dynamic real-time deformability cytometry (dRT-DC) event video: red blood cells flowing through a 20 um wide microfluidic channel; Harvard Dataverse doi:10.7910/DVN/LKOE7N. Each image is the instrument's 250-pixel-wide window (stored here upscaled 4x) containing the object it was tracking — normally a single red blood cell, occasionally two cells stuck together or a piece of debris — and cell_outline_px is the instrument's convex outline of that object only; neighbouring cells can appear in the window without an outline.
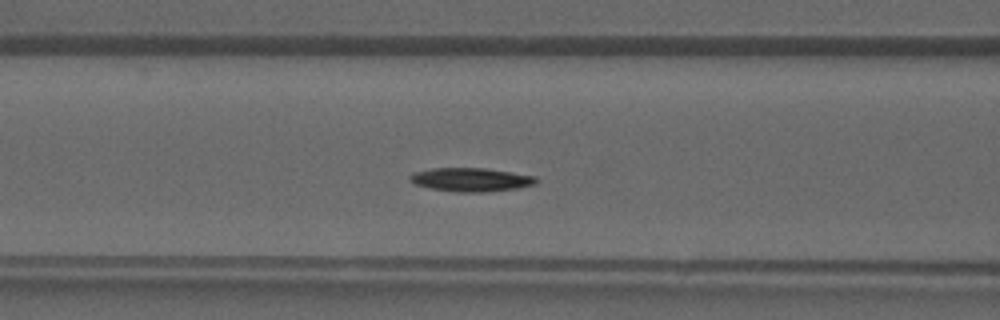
{"species": "common noctule bat (a hibernating species)", "species_latin": "Nyctalus noctula", "temperature_condition": "warm", "stored_images_in_passage": 38, "camera_frame_rate_fps": 3000, "um_per_image_px": 0.085, "animal": {"sex": "male", "forearm_length_mm": 52.5}, "frame": {"image": 1, "passage_image": 13, "time_ms": 4.0, "image_size_px": [1000, 320], "cell_outline_px": [[540, 180], [536, 184], [516, 188], [484, 192], [456, 192], [432, 188], [416, 184], [408, 180], [408, 176], [412, 172], [432, 168], [488, 168], [536, 176]], "centroid_in_image_um": [40.04, 15.26], "position_along_channel_um": 126.6, "area_um2": 17.51}}
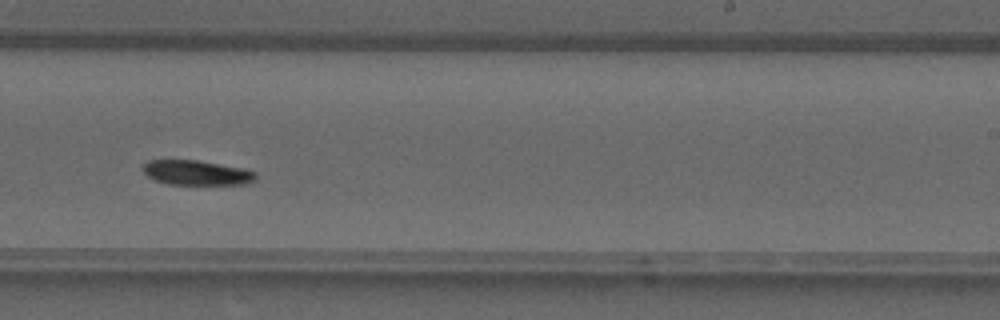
{"frame": {"image": 2, "passage_image": 22, "time_ms": 7.0, "image_size_px": [1000, 320], "cell_outline_px": [[256, 180], [248, 184], [168, 184], [156, 180], [148, 176], [144, 172], [144, 164], [148, 160], [196, 160], [244, 168], [256, 172]], "centroid_in_image_um": [16.76, 14.68], "position_along_channel_um": 272.2, "area_um2": 16.18}}
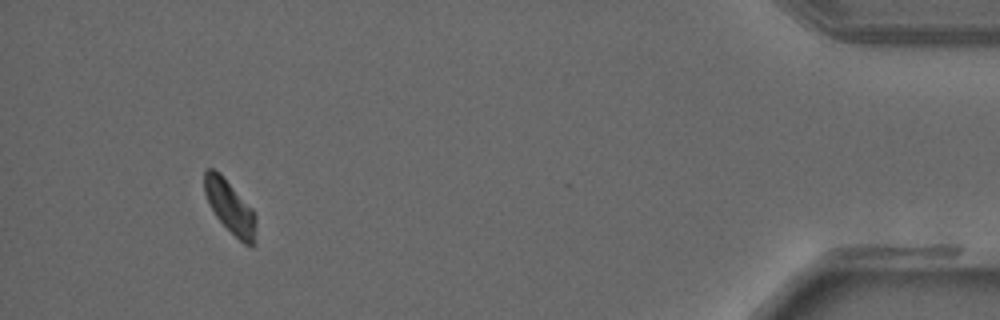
{"frame": {"image": 3, "passage_image": 35, "time_ms": 11.333, "image_size_px": [1000, 320], "cell_outline_px": [[256, 244], [252, 248], [244, 244], [216, 216], [204, 192], [204, 172], [208, 168], [212, 168], [220, 172], [252, 208], [256, 216]], "centroid_in_image_um": [19.59, 17.6], "position_along_channel_um": 415.6, "area_um2": 15.9}}